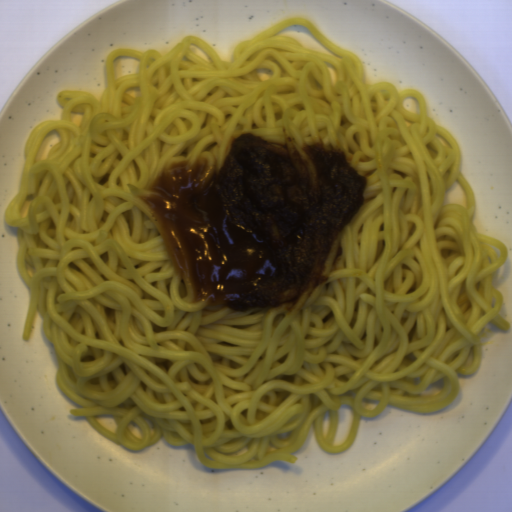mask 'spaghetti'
I'll return each mask as SVG.
<instances>
[{"label":"spaghetti","instance_id":"obj_1","mask_svg":"<svg viewBox=\"0 0 512 512\" xmlns=\"http://www.w3.org/2000/svg\"><path fill=\"white\" fill-rule=\"evenodd\" d=\"M233 62L197 35L165 54L108 53L101 100L60 90V119L28 134L15 268L57 363L54 382L92 429L131 452L162 437L215 470L292 455L313 426L324 454L353 446L361 417L387 405L434 413L459 374L479 371L481 331L500 315L494 272L510 252L473 224L460 147L422 93L366 83L361 60L305 17L239 40ZM256 133L306 159L344 151L368 178L341 230L328 282L295 303L242 312L193 301L148 206L163 166Z\"/></svg>","mask_w":512,"mask_h":512}]
</instances>
